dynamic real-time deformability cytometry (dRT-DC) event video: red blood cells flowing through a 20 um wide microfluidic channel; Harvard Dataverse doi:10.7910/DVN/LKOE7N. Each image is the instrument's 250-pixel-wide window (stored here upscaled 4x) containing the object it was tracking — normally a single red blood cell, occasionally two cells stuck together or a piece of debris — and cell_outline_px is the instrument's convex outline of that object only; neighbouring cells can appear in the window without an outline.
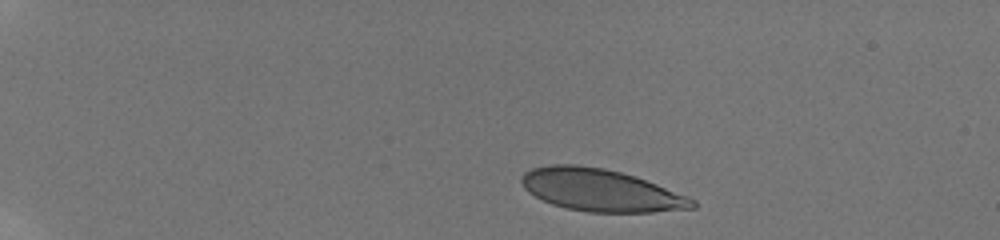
{"species": "human", "species_latin": "Homo sapiens", "temperature_condition": "room temperature", "stored_images_in_passage": 5, "camera_frame_rate_fps": 3000, "um_per_image_px": 0.085, "donor": {"sex": "male"}, "frame": {"image": 1, "passage_image": 1, "time_ms": 0.0, "image_size_px": [1000, 240], "cell_outline_px": [[696, 208], [652, 212], [588, 212], [568, 208], [552, 204], [528, 192], [524, 188], [520, 180], [520, 176], [524, 172], [532, 168], [548, 164], [580, 164], [604, 168], [636, 176], [688, 196], [696, 200]], "centroid_in_image_um": [51.06, 16.15], "position_along_channel_um": 33.9, "area_um2": 42.25}}
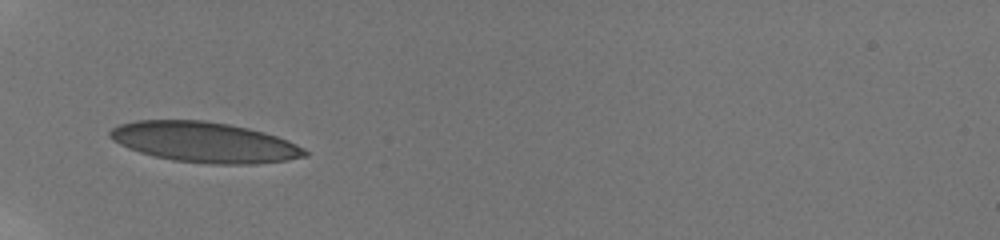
{"frame": {"image": 2, "passage_image": 4, "time_ms": 3.333, "image_size_px": [1000, 240], "cell_outline_px": [[308, 156], [284, 160], [256, 164], [208, 164], [172, 160], [140, 152], [128, 148], [112, 140], [108, 136], [108, 132], [112, 128], [120, 124], [136, 120], [204, 120], [228, 124], [248, 128], [264, 132], [288, 140], [304, 148], [308, 152]], "centroid_in_image_um": [17.37, 12.08], "position_along_channel_um": 67.6, "area_um2": 45.84}}